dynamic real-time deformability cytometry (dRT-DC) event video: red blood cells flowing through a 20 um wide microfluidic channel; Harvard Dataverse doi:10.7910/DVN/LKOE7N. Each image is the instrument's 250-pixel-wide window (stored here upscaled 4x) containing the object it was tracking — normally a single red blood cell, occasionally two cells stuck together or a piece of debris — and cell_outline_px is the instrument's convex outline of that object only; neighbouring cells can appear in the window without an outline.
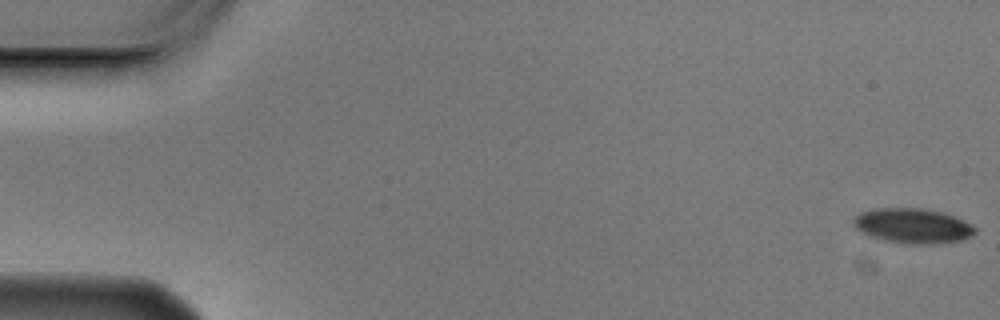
{"species": "Egyptian fruit bat (a non-hibernating species)", "species_latin": "Rousettus aegyptiacus", "temperature_condition": "cold", "stored_images_in_passage": 5, "camera_frame_rate_fps": 3000, "um_per_image_px": 0.085, "animal": {"sex": "male"}, "frame": {"image": 1, "passage_image": 1, "time_ms": 0.0, "image_size_px": [1000, 320], "cell_outline_px": [[976, 232], [972, 236], [960, 240], [932, 244], [912, 244], [884, 240], [868, 236], [856, 228], [852, 224], [852, 220], [860, 212], [872, 208], [924, 208], [944, 212], [956, 216], [964, 220], [976, 228]], "centroid_in_image_um": [77.58, 19.18], "position_along_channel_um": 7.4, "area_um2": 24.97}}
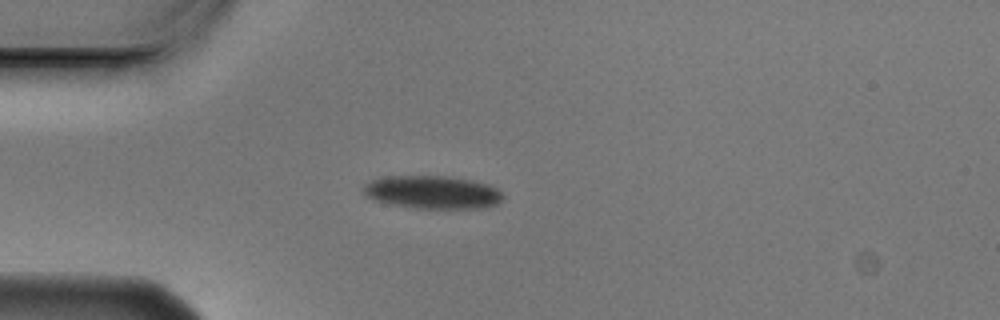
{"frame": {"image": 2, "passage_image": 5, "time_ms": 1.333, "image_size_px": [1000, 320], "cell_outline_px": [[504, 200], [496, 204], [480, 208], [416, 208], [392, 204], [376, 200], [364, 196], [360, 188], [364, 184], [380, 176], [452, 176], [472, 180], [488, 184], [496, 188], [504, 196]], "centroid_in_image_um": [36.73, 16.32], "position_along_channel_um": 48.3, "area_um2": 27.11}}